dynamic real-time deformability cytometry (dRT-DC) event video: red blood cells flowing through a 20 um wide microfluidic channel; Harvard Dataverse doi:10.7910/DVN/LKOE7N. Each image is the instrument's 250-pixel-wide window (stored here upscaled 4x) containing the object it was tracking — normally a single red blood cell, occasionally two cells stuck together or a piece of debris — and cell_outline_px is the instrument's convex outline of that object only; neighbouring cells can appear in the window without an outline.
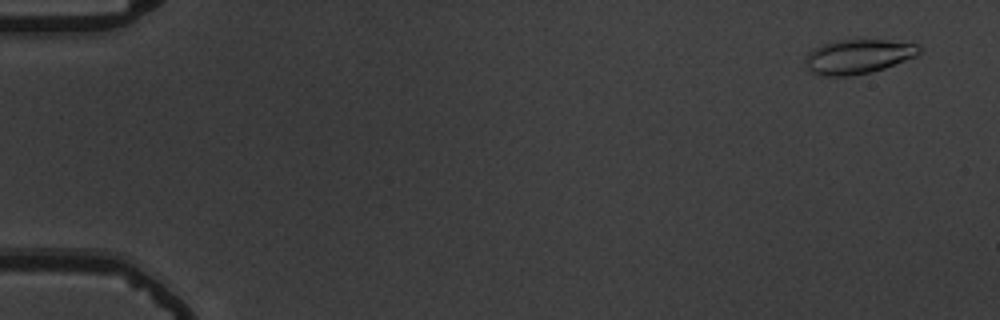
{"species": "common noctule bat (a hibernating species)", "species_latin": "Nyctalus noctula", "temperature_condition": "warm", "stored_images_in_passage": 56, "camera_frame_rate_fps": 3000, "um_per_image_px": 0.085, "animal": {"sex": "male", "body_mass_g": 19.5, "forearm_length_mm": 54.6}, "frame": {"image": 1, "passage_image": 3, "time_ms": 0.667, "image_size_px": [1000, 320], "cell_outline_px": [[920, 52], [916, 56], [884, 68], [872, 72], [852, 76], [824, 76], [812, 72], [808, 68], [804, 60], [808, 52], [812, 48], [824, 44], [840, 40], [884, 40], [920, 44]], "centroid_in_image_um": [72.93, 4.81], "position_along_channel_um": 12.1, "area_um2": 22.77}}
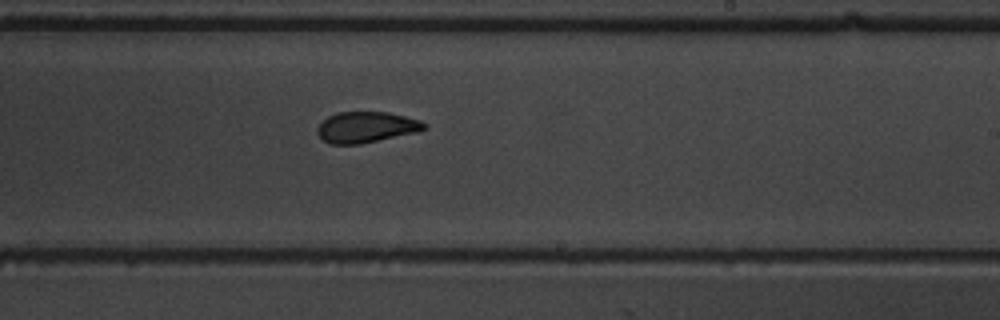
{"frame": {"image": 2, "passage_image": 35, "time_ms": 11.333, "image_size_px": [1000, 320], "cell_outline_px": [[424, 128], [420, 132], [360, 144], [328, 144], [316, 132], [316, 128], [328, 116], [336, 112], [388, 112], [420, 120], [424, 124]], "centroid_in_image_um": [31.11, 10.81], "position_along_channel_um": 257.9, "area_um2": 19.25}}
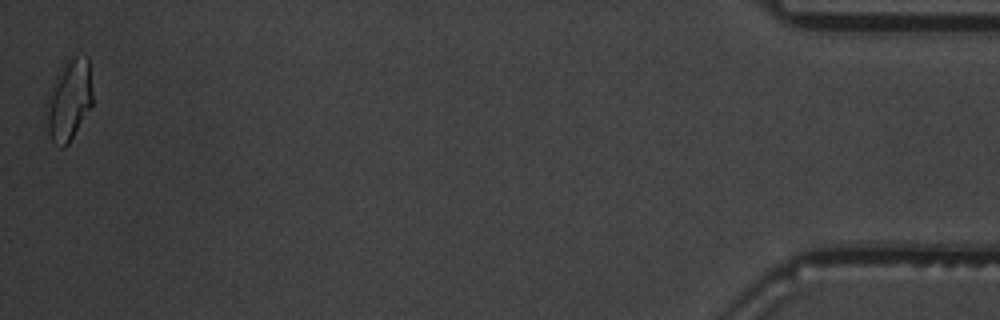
{"frame": {"image": 3, "passage_image": 56, "time_ms": 18.333, "image_size_px": [1000, 320], "cell_outline_px": [[92, 104], [68, 144], [64, 148], [60, 148], [52, 140], [48, 132], [44, 104], [60, 68], [76, 56], [88, 56], [92, 88]], "centroid_in_image_um": [5.85, 8.53], "position_along_channel_um": 429.4, "area_um2": 21.62}, "authors_computed_cell_mechanics": {"area_um2": 20.1433, "velocity_mm_per_s": 3.6689, "shape_relaxation_time_tau1_ms": 6.8735, "shape_relaxation_time_tau2_ms": 1.6326, "deformation_change_tau1": 0.1817, "deformation_change_tau2": 0.0798}}